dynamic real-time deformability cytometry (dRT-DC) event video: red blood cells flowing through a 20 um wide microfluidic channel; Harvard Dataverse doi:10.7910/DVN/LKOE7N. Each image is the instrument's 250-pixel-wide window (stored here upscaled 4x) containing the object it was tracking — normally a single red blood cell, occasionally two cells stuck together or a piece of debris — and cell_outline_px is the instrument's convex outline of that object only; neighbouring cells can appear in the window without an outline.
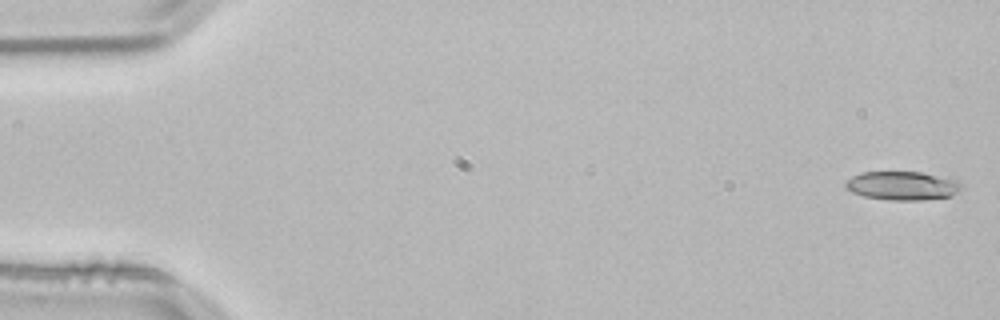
{"species": "common noctule bat (a hibernating species)", "species_latin": "Nyctalus noctula", "temperature_condition": "room temperature", "stored_images_in_passage": 53, "camera_frame_rate_fps": 3000, "um_per_image_px": 0.085, "animal": {"sex": "male", "body_mass_g": 21.5, "forearm_length_mm": 52.0}, "frame": {"image": 1, "passage_image": 1, "time_ms": 0.0, "image_size_px": [1000, 320], "cell_outline_px": [[964, 188], [952, 196], [920, 200], [892, 200], [864, 196], [852, 192], [844, 188], [844, 184], [852, 176], [860, 172], [920, 172], [956, 180], [964, 184]], "centroid_in_image_um": [76.72, 15.79], "position_along_channel_um": 8.3, "area_um2": 19.42}}
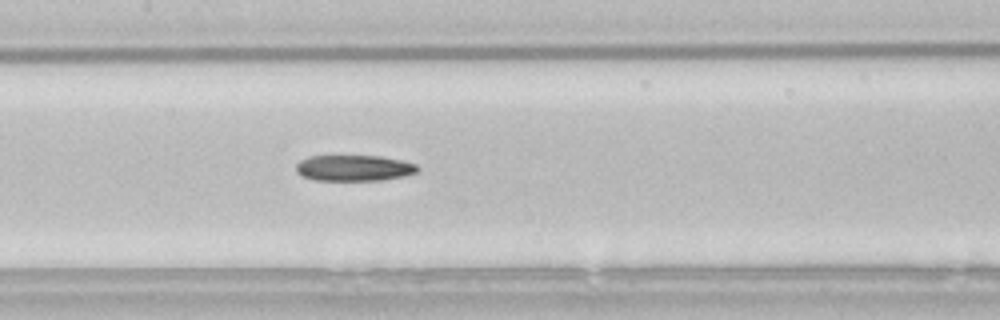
{"frame": {"image": 2, "passage_image": 25, "time_ms": 8.0, "image_size_px": [1000, 320], "cell_outline_px": [[416, 172], [404, 176], [380, 180], [312, 180], [300, 176], [296, 172], [296, 164], [300, 160], [308, 156], [380, 156], [400, 160], [416, 164]], "centroid_in_image_um": [30.01, 14.28], "position_along_channel_um": 177.4, "area_um2": 18.32}}
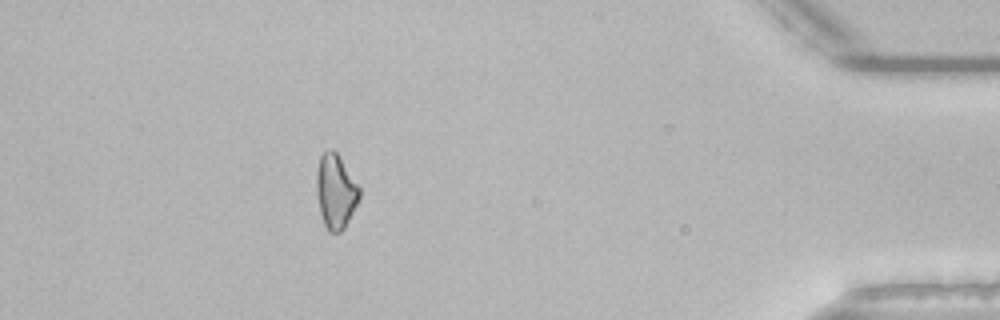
{"frame": {"image": 3, "passage_image": 47, "time_ms": 15.333, "image_size_px": [1000, 320], "cell_outline_px": [[360, 196], [344, 228], [340, 232], [328, 232], [324, 224], [320, 212], [316, 192], [316, 172], [320, 156], [328, 148], [332, 148], [336, 152], [360, 188]], "centroid_in_image_um": [28.5, 16.26], "position_along_channel_um": 406.7, "area_um2": 18.38}}